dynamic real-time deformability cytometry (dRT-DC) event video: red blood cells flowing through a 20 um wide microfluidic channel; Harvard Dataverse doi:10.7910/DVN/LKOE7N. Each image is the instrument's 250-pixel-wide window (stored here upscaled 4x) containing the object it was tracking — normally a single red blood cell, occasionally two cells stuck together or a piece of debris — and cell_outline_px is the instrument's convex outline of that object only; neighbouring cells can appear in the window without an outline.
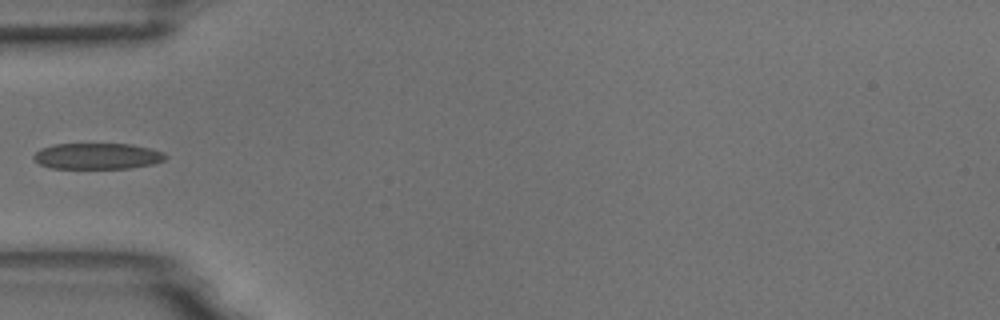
{"species": "common noctule bat (a hibernating species)", "species_latin": "Nyctalus noctula", "temperature_condition": "room temperature", "stored_images_in_passage": 10, "camera_frame_rate_fps": 3000, "um_per_image_px": 0.085, "animal": {"sex": "male", "body_mass_g": 18.8}, "frame": {"image": 1, "passage_image": 1, "time_ms": 0.0, "image_size_px": [1000, 320], "cell_outline_px": [[168, 156], [164, 160], [152, 164], [128, 168], [52, 168], [40, 164], [32, 156], [40, 148], [52, 144], [132, 144], [164, 152]], "centroid_in_image_um": [8.27, 13.26], "position_along_channel_um": 76.7, "area_um2": 19.94}}